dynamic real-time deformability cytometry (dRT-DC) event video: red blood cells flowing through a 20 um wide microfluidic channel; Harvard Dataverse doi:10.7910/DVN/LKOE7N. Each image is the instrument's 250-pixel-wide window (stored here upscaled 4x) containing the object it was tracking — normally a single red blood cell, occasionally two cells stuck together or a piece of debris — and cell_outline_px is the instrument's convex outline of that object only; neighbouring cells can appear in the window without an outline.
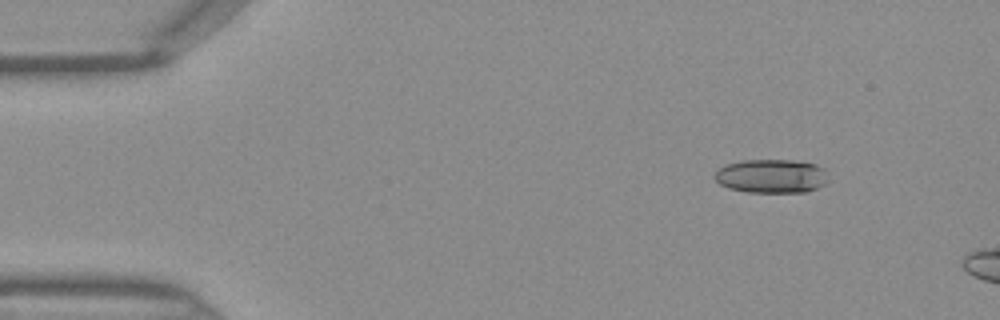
{"species": "Egyptian fruit bat (a non-hibernating species)", "species_latin": "Rousettus aegyptiacus", "temperature_condition": "warm", "stored_images_in_passage": 5, "camera_frame_rate_fps": 3000, "um_per_image_px": 0.085, "frame": {"image": 1, "passage_image": 1, "time_ms": 0.0, "image_size_px": [1000, 320], "cell_outline_px": [[828, 180], [824, 184], [816, 188], [804, 192], [748, 192], [728, 188], [720, 184], [712, 176], [720, 168], [728, 164], [740, 160], [792, 160], [816, 164], [824, 168]], "centroid_in_image_um": [65.56, 14.96], "position_along_channel_um": 19.4, "area_um2": 22.37}}